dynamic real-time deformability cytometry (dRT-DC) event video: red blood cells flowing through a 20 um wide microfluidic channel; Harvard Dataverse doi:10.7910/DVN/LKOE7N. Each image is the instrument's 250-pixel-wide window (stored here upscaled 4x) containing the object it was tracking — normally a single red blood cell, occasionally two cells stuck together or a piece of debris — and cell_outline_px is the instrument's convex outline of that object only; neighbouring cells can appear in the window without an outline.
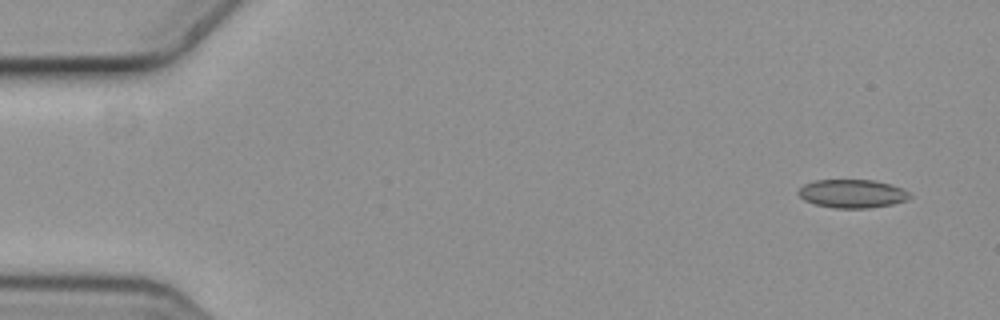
{"species": "common noctule bat (a hibernating species)", "species_latin": "Nyctalus noctula", "temperature_condition": "cold", "stored_images_in_passage": 6, "camera_frame_rate_fps": 3000, "um_per_image_px": 0.085, "animal": {"sex": "female", "body_mass_g": 19.3, "forearm_length_mm": 54.1}, "frame": {"image": 1, "passage_image": 1, "time_ms": 0.0, "image_size_px": [1000, 320], "cell_outline_px": [[912, 196], [904, 200], [892, 204], [868, 208], [836, 208], [816, 204], [804, 200], [800, 196], [800, 188], [804, 184], [816, 180], [872, 180], [888, 184], [900, 188], [908, 192]], "centroid_in_image_um": [72.43, 16.46], "position_along_channel_um": 12.6, "area_um2": 18.03}}
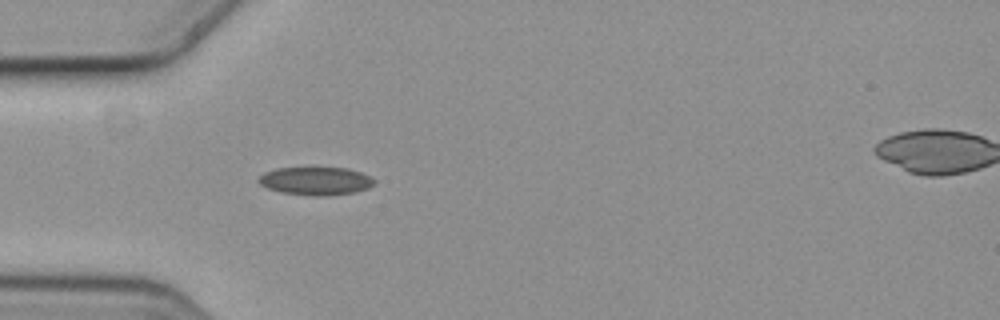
{"frame": {"image": 2, "passage_image": 5, "time_ms": 1.333, "image_size_px": [1000, 320], "cell_outline_px": [[376, 180], [368, 188], [356, 192], [328, 196], [316, 196], [280, 192], [268, 188], [260, 184], [256, 180], [264, 172], [276, 168], [308, 164], [348, 168], [360, 172]], "centroid_in_image_um": [26.8, 15.32], "position_along_channel_um": 58.2, "area_um2": 19.94}}